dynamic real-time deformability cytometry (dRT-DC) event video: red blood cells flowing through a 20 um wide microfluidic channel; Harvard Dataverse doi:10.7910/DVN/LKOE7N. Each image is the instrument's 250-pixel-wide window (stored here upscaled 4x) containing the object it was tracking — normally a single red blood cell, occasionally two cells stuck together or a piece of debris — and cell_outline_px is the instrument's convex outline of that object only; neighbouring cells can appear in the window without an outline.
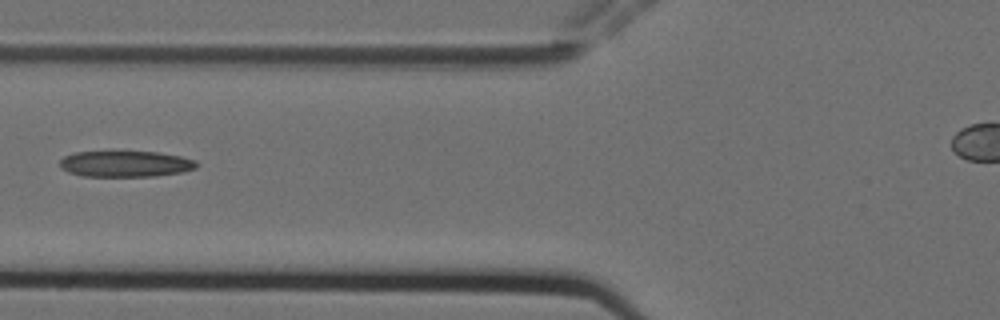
{"species": "Egyptian fruit bat (a non-hibernating species)", "species_latin": "Rousettus aegyptiacus", "temperature_condition": "cold", "stored_images_in_passage": 7, "camera_frame_rate_fps": 3000, "um_per_image_px": 0.085, "animal": {"sex": "female"}, "frame": {"image": 1, "passage_image": 6, "time_ms": 1.667, "image_size_px": [1000, 320], "cell_outline_px": [[196, 168], [184, 172], [156, 176], [80, 176], [68, 172], [60, 168], [60, 160], [64, 156], [72, 152], [108, 148], [156, 152], [180, 156], [196, 160]], "centroid_in_image_um": [10.58, 13.87], "position_along_channel_um": 115.2, "area_um2": 22.02}}
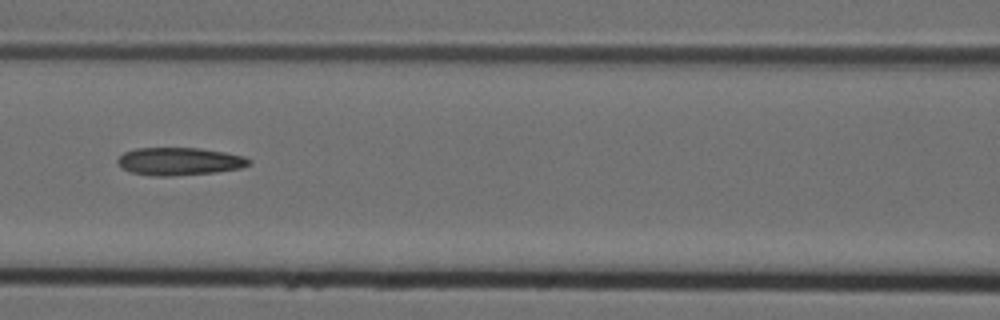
{"frame": {"image": 2, "passage_image": 7, "time_ms": 2.0, "image_size_px": [1000, 320], "cell_outline_px": [[252, 160], [248, 164], [240, 168], [216, 172], [172, 176], [156, 176], [132, 172], [124, 168], [116, 160], [124, 152], [136, 148], [200, 148], [224, 152], [244, 156]], "centroid_in_image_um": [15.26, 13.71], "position_along_channel_um": 151.3, "area_um2": 21.04}}